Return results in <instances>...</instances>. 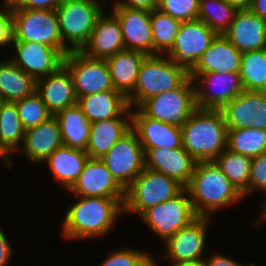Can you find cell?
Wrapping results in <instances>:
<instances>
[{
  "label": "cell",
  "instance_id": "obj_3",
  "mask_svg": "<svg viewBox=\"0 0 266 266\" xmlns=\"http://www.w3.org/2000/svg\"><path fill=\"white\" fill-rule=\"evenodd\" d=\"M221 110L197 108L181 126L183 148L196 162L214 161L227 148Z\"/></svg>",
  "mask_w": 266,
  "mask_h": 266
},
{
  "label": "cell",
  "instance_id": "obj_29",
  "mask_svg": "<svg viewBox=\"0 0 266 266\" xmlns=\"http://www.w3.org/2000/svg\"><path fill=\"white\" fill-rule=\"evenodd\" d=\"M88 158L86 151L72 149L63 145L44 162L48 164L55 180L61 183L68 191L77 181Z\"/></svg>",
  "mask_w": 266,
  "mask_h": 266
},
{
  "label": "cell",
  "instance_id": "obj_4",
  "mask_svg": "<svg viewBox=\"0 0 266 266\" xmlns=\"http://www.w3.org/2000/svg\"><path fill=\"white\" fill-rule=\"evenodd\" d=\"M189 74L166 55H147L141 63L133 92L127 97L129 107L137 108L151 96L178 88Z\"/></svg>",
  "mask_w": 266,
  "mask_h": 266
},
{
  "label": "cell",
  "instance_id": "obj_1",
  "mask_svg": "<svg viewBox=\"0 0 266 266\" xmlns=\"http://www.w3.org/2000/svg\"><path fill=\"white\" fill-rule=\"evenodd\" d=\"M69 208L63 220L66 239H86L106 235L118 215L124 213L125 199L82 197Z\"/></svg>",
  "mask_w": 266,
  "mask_h": 266
},
{
  "label": "cell",
  "instance_id": "obj_28",
  "mask_svg": "<svg viewBox=\"0 0 266 266\" xmlns=\"http://www.w3.org/2000/svg\"><path fill=\"white\" fill-rule=\"evenodd\" d=\"M131 130V118H112L91 123L86 152L89 158L101 159Z\"/></svg>",
  "mask_w": 266,
  "mask_h": 266
},
{
  "label": "cell",
  "instance_id": "obj_10",
  "mask_svg": "<svg viewBox=\"0 0 266 266\" xmlns=\"http://www.w3.org/2000/svg\"><path fill=\"white\" fill-rule=\"evenodd\" d=\"M101 160L125 190L145 168V154L132 129L118 140Z\"/></svg>",
  "mask_w": 266,
  "mask_h": 266
},
{
  "label": "cell",
  "instance_id": "obj_8",
  "mask_svg": "<svg viewBox=\"0 0 266 266\" xmlns=\"http://www.w3.org/2000/svg\"><path fill=\"white\" fill-rule=\"evenodd\" d=\"M13 41L36 42L68 49L62 42L56 10L13 9Z\"/></svg>",
  "mask_w": 266,
  "mask_h": 266
},
{
  "label": "cell",
  "instance_id": "obj_43",
  "mask_svg": "<svg viewBox=\"0 0 266 266\" xmlns=\"http://www.w3.org/2000/svg\"><path fill=\"white\" fill-rule=\"evenodd\" d=\"M63 0H12L13 9L56 10Z\"/></svg>",
  "mask_w": 266,
  "mask_h": 266
},
{
  "label": "cell",
  "instance_id": "obj_5",
  "mask_svg": "<svg viewBox=\"0 0 266 266\" xmlns=\"http://www.w3.org/2000/svg\"><path fill=\"white\" fill-rule=\"evenodd\" d=\"M98 3L95 0H63L57 7L62 42L70 51H81L88 43L96 19L104 11Z\"/></svg>",
  "mask_w": 266,
  "mask_h": 266
},
{
  "label": "cell",
  "instance_id": "obj_7",
  "mask_svg": "<svg viewBox=\"0 0 266 266\" xmlns=\"http://www.w3.org/2000/svg\"><path fill=\"white\" fill-rule=\"evenodd\" d=\"M193 83L188 77L178 88L151 96L139 108L150 118L181 127L197 109Z\"/></svg>",
  "mask_w": 266,
  "mask_h": 266
},
{
  "label": "cell",
  "instance_id": "obj_14",
  "mask_svg": "<svg viewBox=\"0 0 266 266\" xmlns=\"http://www.w3.org/2000/svg\"><path fill=\"white\" fill-rule=\"evenodd\" d=\"M12 45L15 46L16 55L10 57L11 60L36 80L58 70L70 52L69 49H55L36 42L13 41Z\"/></svg>",
  "mask_w": 266,
  "mask_h": 266
},
{
  "label": "cell",
  "instance_id": "obj_26",
  "mask_svg": "<svg viewBox=\"0 0 266 266\" xmlns=\"http://www.w3.org/2000/svg\"><path fill=\"white\" fill-rule=\"evenodd\" d=\"M77 104L91 123L112 118H131L127 98L116 90L79 97Z\"/></svg>",
  "mask_w": 266,
  "mask_h": 266
},
{
  "label": "cell",
  "instance_id": "obj_30",
  "mask_svg": "<svg viewBox=\"0 0 266 266\" xmlns=\"http://www.w3.org/2000/svg\"><path fill=\"white\" fill-rule=\"evenodd\" d=\"M61 131L64 146L86 151L91 122L78 104L67 107L54 115Z\"/></svg>",
  "mask_w": 266,
  "mask_h": 266
},
{
  "label": "cell",
  "instance_id": "obj_24",
  "mask_svg": "<svg viewBox=\"0 0 266 266\" xmlns=\"http://www.w3.org/2000/svg\"><path fill=\"white\" fill-rule=\"evenodd\" d=\"M63 146L57 119L52 116L40 125L25 130L21 148L32 163H43L59 147Z\"/></svg>",
  "mask_w": 266,
  "mask_h": 266
},
{
  "label": "cell",
  "instance_id": "obj_47",
  "mask_svg": "<svg viewBox=\"0 0 266 266\" xmlns=\"http://www.w3.org/2000/svg\"><path fill=\"white\" fill-rule=\"evenodd\" d=\"M250 10L266 21V0H253Z\"/></svg>",
  "mask_w": 266,
  "mask_h": 266
},
{
  "label": "cell",
  "instance_id": "obj_37",
  "mask_svg": "<svg viewBox=\"0 0 266 266\" xmlns=\"http://www.w3.org/2000/svg\"><path fill=\"white\" fill-rule=\"evenodd\" d=\"M25 130L15 102H4L0 108V141L15 153L23 143Z\"/></svg>",
  "mask_w": 266,
  "mask_h": 266
},
{
  "label": "cell",
  "instance_id": "obj_39",
  "mask_svg": "<svg viewBox=\"0 0 266 266\" xmlns=\"http://www.w3.org/2000/svg\"><path fill=\"white\" fill-rule=\"evenodd\" d=\"M155 262L147 252L123 248L112 252L99 266H154Z\"/></svg>",
  "mask_w": 266,
  "mask_h": 266
},
{
  "label": "cell",
  "instance_id": "obj_13",
  "mask_svg": "<svg viewBox=\"0 0 266 266\" xmlns=\"http://www.w3.org/2000/svg\"><path fill=\"white\" fill-rule=\"evenodd\" d=\"M189 77L195 84L196 106L199 109L221 110L244 91L239 73H189Z\"/></svg>",
  "mask_w": 266,
  "mask_h": 266
},
{
  "label": "cell",
  "instance_id": "obj_25",
  "mask_svg": "<svg viewBox=\"0 0 266 266\" xmlns=\"http://www.w3.org/2000/svg\"><path fill=\"white\" fill-rule=\"evenodd\" d=\"M241 55L224 34L217 35L190 73H239Z\"/></svg>",
  "mask_w": 266,
  "mask_h": 266
},
{
  "label": "cell",
  "instance_id": "obj_50",
  "mask_svg": "<svg viewBox=\"0 0 266 266\" xmlns=\"http://www.w3.org/2000/svg\"><path fill=\"white\" fill-rule=\"evenodd\" d=\"M171 265L172 266H206V262H205V259L202 258V259L195 260V261L172 263Z\"/></svg>",
  "mask_w": 266,
  "mask_h": 266
},
{
  "label": "cell",
  "instance_id": "obj_48",
  "mask_svg": "<svg viewBox=\"0 0 266 266\" xmlns=\"http://www.w3.org/2000/svg\"><path fill=\"white\" fill-rule=\"evenodd\" d=\"M230 5L234 6L237 10H249L253 0H226Z\"/></svg>",
  "mask_w": 266,
  "mask_h": 266
},
{
  "label": "cell",
  "instance_id": "obj_15",
  "mask_svg": "<svg viewBox=\"0 0 266 266\" xmlns=\"http://www.w3.org/2000/svg\"><path fill=\"white\" fill-rule=\"evenodd\" d=\"M227 130L257 128L266 130V95L244 90L221 109Z\"/></svg>",
  "mask_w": 266,
  "mask_h": 266
},
{
  "label": "cell",
  "instance_id": "obj_51",
  "mask_svg": "<svg viewBox=\"0 0 266 266\" xmlns=\"http://www.w3.org/2000/svg\"><path fill=\"white\" fill-rule=\"evenodd\" d=\"M264 204H262L263 206L261 207L262 209V213H261V215H262V217L260 218V219H264V220H266V200L263 202Z\"/></svg>",
  "mask_w": 266,
  "mask_h": 266
},
{
  "label": "cell",
  "instance_id": "obj_38",
  "mask_svg": "<svg viewBox=\"0 0 266 266\" xmlns=\"http://www.w3.org/2000/svg\"><path fill=\"white\" fill-rule=\"evenodd\" d=\"M15 104L25 129L40 125L53 116L47 110L46 105L37 92L24 99L15 101Z\"/></svg>",
  "mask_w": 266,
  "mask_h": 266
},
{
  "label": "cell",
  "instance_id": "obj_53",
  "mask_svg": "<svg viewBox=\"0 0 266 266\" xmlns=\"http://www.w3.org/2000/svg\"><path fill=\"white\" fill-rule=\"evenodd\" d=\"M4 103V100L2 99V97L0 96V108H1V105Z\"/></svg>",
  "mask_w": 266,
  "mask_h": 266
},
{
  "label": "cell",
  "instance_id": "obj_31",
  "mask_svg": "<svg viewBox=\"0 0 266 266\" xmlns=\"http://www.w3.org/2000/svg\"><path fill=\"white\" fill-rule=\"evenodd\" d=\"M37 80L20 69L11 59L0 61V96L15 102L36 92Z\"/></svg>",
  "mask_w": 266,
  "mask_h": 266
},
{
  "label": "cell",
  "instance_id": "obj_12",
  "mask_svg": "<svg viewBox=\"0 0 266 266\" xmlns=\"http://www.w3.org/2000/svg\"><path fill=\"white\" fill-rule=\"evenodd\" d=\"M216 36L217 34L199 19L182 22L175 43L166 56L189 74Z\"/></svg>",
  "mask_w": 266,
  "mask_h": 266
},
{
  "label": "cell",
  "instance_id": "obj_34",
  "mask_svg": "<svg viewBox=\"0 0 266 266\" xmlns=\"http://www.w3.org/2000/svg\"><path fill=\"white\" fill-rule=\"evenodd\" d=\"M237 11L226 0H199L197 19L220 35L228 31Z\"/></svg>",
  "mask_w": 266,
  "mask_h": 266
},
{
  "label": "cell",
  "instance_id": "obj_16",
  "mask_svg": "<svg viewBox=\"0 0 266 266\" xmlns=\"http://www.w3.org/2000/svg\"><path fill=\"white\" fill-rule=\"evenodd\" d=\"M82 197L125 199L126 190L99 158H88L77 181L68 190Z\"/></svg>",
  "mask_w": 266,
  "mask_h": 266
},
{
  "label": "cell",
  "instance_id": "obj_22",
  "mask_svg": "<svg viewBox=\"0 0 266 266\" xmlns=\"http://www.w3.org/2000/svg\"><path fill=\"white\" fill-rule=\"evenodd\" d=\"M36 92L53 116L77 104L73 78L64 64L55 72L38 79Z\"/></svg>",
  "mask_w": 266,
  "mask_h": 266
},
{
  "label": "cell",
  "instance_id": "obj_46",
  "mask_svg": "<svg viewBox=\"0 0 266 266\" xmlns=\"http://www.w3.org/2000/svg\"><path fill=\"white\" fill-rule=\"evenodd\" d=\"M11 244L7 240L4 232L0 229V266H5L12 257Z\"/></svg>",
  "mask_w": 266,
  "mask_h": 266
},
{
  "label": "cell",
  "instance_id": "obj_21",
  "mask_svg": "<svg viewBox=\"0 0 266 266\" xmlns=\"http://www.w3.org/2000/svg\"><path fill=\"white\" fill-rule=\"evenodd\" d=\"M125 49L121 26L117 16L105 15L103 11L96 19L88 43L82 48L86 56L94 59H107Z\"/></svg>",
  "mask_w": 266,
  "mask_h": 266
},
{
  "label": "cell",
  "instance_id": "obj_41",
  "mask_svg": "<svg viewBox=\"0 0 266 266\" xmlns=\"http://www.w3.org/2000/svg\"><path fill=\"white\" fill-rule=\"evenodd\" d=\"M266 192V152L252 158L248 180V195L253 191Z\"/></svg>",
  "mask_w": 266,
  "mask_h": 266
},
{
  "label": "cell",
  "instance_id": "obj_33",
  "mask_svg": "<svg viewBox=\"0 0 266 266\" xmlns=\"http://www.w3.org/2000/svg\"><path fill=\"white\" fill-rule=\"evenodd\" d=\"M153 55H166L175 43L181 21L174 19L159 9L151 11Z\"/></svg>",
  "mask_w": 266,
  "mask_h": 266
},
{
  "label": "cell",
  "instance_id": "obj_18",
  "mask_svg": "<svg viewBox=\"0 0 266 266\" xmlns=\"http://www.w3.org/2000/svg\"><path fill=\"white\" fill-rule=\"evenodd\" d=\"M209 219L210 217L198 216L188 226L168 238L164 242L166 244L164 258L169 257L172 263L202 259Z\"/></svg>",
  "mask_w": 266,
  "mask_h": 266
},
{
  "label": "cell",
  "instance_id": "obj_40",
  "mask_svg": "<svg viewBox=\"0 0 266 266\" xmlns=\"http://www.w3.org/2000/svg\"><path fill=\"white\" fill-rule=\"evenodd\" d=\"M160 11L181 22L198 18L199 0H158Z\"/></svg>",
  "mask_w": 266,
  "mask_h": 266
},
{
  "label": "cell",
  "instance_id": "obj_27",
  "mask_svg": "<svg viewBox=\"0 0 266 266\" xmlns=\"http://www.w3.org/2000/svg\"><path fill=\"white\" fill-rule=\"evenodd\" d=\"M147 55L133 50L117 52L105 59L113 88L126 98L133 92L141 63Z\"/></svg>",
  "mask_w": 266,
  "mask_h": 266
},
{
  "label": "cell",
  "instance_id": "obj_17",
  "mask_svg": "<svg viewBox=\"0 0 266 266\" xmlns=\"http://www.w3.org/2000/svg\"><path fill=\"white\" fill-rule=\"evenodd\" d=\"M131 112V129L136 133L144 153L150 148L183 147L181 127L148 117L139 107Z\"/></svg>",
  "mask_w": 266,
  "mask_h": 266
},
{
  "label": "cell",
  "instance_id": "obj_2",
  "mask_svg": "<svg viewBox=\"0 0 266 266\" xmlns=\"http://www.w3.org/2000/svg\"><path fill=\"white\" fill-rule=\"evenodd\" d=\"M197 216L211 217L221 207L243 199L214 161L196 162L190 182L185 187Z\"/></svg>",
  "mask_w": 266,
  "mask_h": 266
},
{
  "label": "cell",
  "instance_id": "obj_23",
  "mask_svg": "<svg viewBox=\"0 0 266 266\" xmlns=\"http://www.w3.org/2000/svg\"><path fill=\"white\" fill-rule=\"evenodd\" d=\"M240 51L266 49V21L249 10H238L224 34Z\"/></svg>",
  "mask_w": 266,
  "mask_h": 266
},
{
  "label": "cell",
  "instance_id": "obj_49",
  "mask_svg": "<svg viewBox=\"0 0 266 266\" xmlns=\"http://www.w3.org/2000/svg\"><path fill=\"white\" fill-rule=\"evenodd\" d=\"M11 152L1 141H0V158L5 162L8 167H12L14 163L10 159Z\"/></svg>",
  "mask_w": 266,
  "mask_h": 266
},
{
  "label": "cell",
  "instance_id": "obj_20",
  "mask_svg": "<svg viewBox=\"0 0 266 266\" xmlns=\"http://www.w3.org/2000/svg\"><path fill=\"white\" fill-rule=\"evenodd\" d=\"M145 168L161 172L184 187L190 182L196 161L183 148H150L145 153Z\"/></svg>",
  "mask_w": 266,
  "mask_h": 266
},
{
  "label": "cell",
  "instance_id": "obj_32",
  "mask_svg": "<svg viewBox=\"0 0 266 266\" xmlns=\"http://www.w3.org/2000/svg\"><path fill=\"white\" fill-rule=\"evenodd\" d=\"M252 158L226 148L215 160L216 165L243 195H248V180Z\"/></svg>",
  "mask_w": 266,
  "mask_h": 266
},
{
  "label": "cell",
  "instance_id": "obj_44",
  "mask_svg": "<svg viewBox=\"0 0 266 266\" xmlns=\"http://www.w3.org/2000/svg\"><path fill=\"white\" fill-rule=\"evenodd\" d=\"M113 6L153 11L158 8V0H117Z\"/></svg>",
  "mask_w": 266,
  "mask_h": 266
},
{
  "label": "cell",
  "instance_id": "obj_19",
  "mask_svg": "<svg viewBox=\"0 0 266 266\" xmlns=\"http://www.w3.org/2000/svg\"><path fill=\"white\" fill-rule=\"evenodd\" d=\"M113 13L120 23L125 49L153 55L151 12L113 6Z\"/></svg>",
  "mask_w": 266,
  "mask_h": 266
},
{
  "label": "cell",
  "instance_id": "obj_6",
  "mask_svg": "<svg viewBox=\"0 0 266 266\" xmlns=\"http://www.w3.org/2000/svg\"><path fill=\"white\" fill-rule=\"evenodd\" d=\"M184 189L175 179L144 168L126 189L124 212H135L141 216L147 209L176 197Z\"/></svg>",
  "mask_w": 266,
  "mask_h": 266
},
{
  "label": "cell",
  "instance_id": "obj_42",
  "mask_svg": "<svg viewBox=\"0 0 266 266\" xmlns=\"http://www.w3.org/2000/svg\"><path fill=\"white\" fill-rule=\"evenodd\" d=\"M2 5L5 8H0V46H5L12 44L14 40L13 5L8 0H4Z\"/></svg>",
  "mask_w": 266,
  "mask_h": 266
},
{
  "label": "cell",
  "instance_id": "obj_45",
  "mask_svg": "<svg viewBox=\"0 0 266 266\" xmlns=\"http://www.w3.org/2000/svg\"><path fill=\"white\" fill-rule=\"evenodd\" d=\"M205 262L206 266H255L254 263H251L250 265H244L236 260H233V258L218 253L213 254L211 257H209V259H205Z\"/></svg>",
  "mask_w": 266,
  "mask_h": 266
},
{
  "label": "cell",
  "instance_id": "obj_9",
  "mask_svg": "<svg viewBox=\"0 0 266 266\" xmlns=\"http://www.w3.org/2000/svg\"><path fill=\"white\" fill-rule=\"evenodd\" d=\"M197 217L186 189L176 197L147 209L140 216L163 242Z\"/></svg>",
  "mask_w": 266,
  "mask_h": 266
},
{
  "label": "cell",
  "instance_id": "obj_36",
  "mask_svg": "<svg viewBox=\"0 0 266 266\" xmlns=\"http://www.w3.org/2000/svg\"><path fill=\"white\" fill-rule=\"evenodd\" d=\"M239 76L244 90L260 91L266 81V49L242 52Z\"/></svg>",
  "mask_w": 266,
  "mask_h": 266
},
{
  "label": "cell",
  "instance_id": "obj_35",
  "mask_svg": "<svg viewBox=\"0 0 266 266\" xmlns=\"http://www.w3.org/2000/svg\"><path fill=\"white\" fill-rule=\"evenodd\" d=\"M227 148L254 158L266 152V130L245 128L227 131Z\"/></svg>",
  "mask_w": 266,
  "mask_h": 266
},
{
  "label": "cell",
  "instance_id": "obj_11",
  "mask_svg": "<svg viewBox=\"0 0 266 266\" xmlns=\"http://www.w3.org/2000/svg\"><path fill=\"white\" fill-rule=\"evenodd\" d=\"M64 65L72 75L77 99L105 90H115L105 59H94L81 51H70L64 57Z\"/></svg>",
  "mask_w": 266,
  "mask_h": 266
},
{
  "label": "cell",
  "instance_id": "obj_52",
  "mask_svg": "<svg viewBox=\"0 0 266 266\" xmlns=\"http://www.w3.org/2000/svg\"><path fill=\"white\" fill-rule=\"evenodd\" d=\"M260 92L266 95V81H265L263 88L260 90Z\"/></svg>",
  "mask_w": 266,
  "mask_h": 266
}]
</instances>
